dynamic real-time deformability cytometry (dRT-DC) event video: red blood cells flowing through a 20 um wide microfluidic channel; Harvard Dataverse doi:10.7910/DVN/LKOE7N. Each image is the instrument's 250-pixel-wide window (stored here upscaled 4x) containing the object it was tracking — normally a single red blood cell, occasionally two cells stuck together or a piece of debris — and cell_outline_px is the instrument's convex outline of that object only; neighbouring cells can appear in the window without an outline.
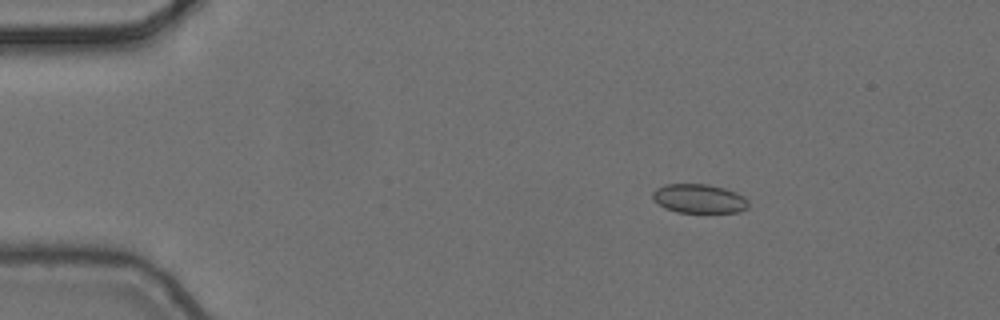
{"species": "common noctule bat (a hibernating species)", "species_latin": "Nyctalus noctula", "temperature_condition": "cold", "stored_images_in_passage": 3, "camera_frame_rate_fps": 3000, "um_per_image_px": 0.085, "animal": {"sex": "female", "body_mass_g": 24.6, "forearm_length_mm": 56.2}, "frame": {"image": 1, "passage_image": 1, "time_ms": 0.0, "image_size_px": [1000, 320], "cell_outline_px": [[748, 208], [740, 212], [676, 212], [664, 208], [652, 200], [652, 192], [656, 188], [664, 184], [708, 184], [724, 188], [736, 192], [744, 196], [748, 200]], "centroid_in_image_um": [59.4, 16.88], "position_along_channel_um": 25.6, "area_um2": 16.42}}